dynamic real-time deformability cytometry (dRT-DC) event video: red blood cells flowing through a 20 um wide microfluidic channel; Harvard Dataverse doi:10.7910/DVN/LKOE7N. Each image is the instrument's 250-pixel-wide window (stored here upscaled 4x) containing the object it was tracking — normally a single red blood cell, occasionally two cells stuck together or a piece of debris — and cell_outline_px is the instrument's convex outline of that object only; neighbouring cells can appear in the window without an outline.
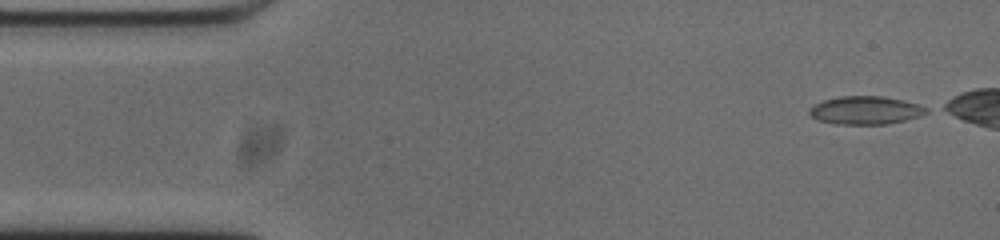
{"species": "common noctule bat (a hibernating species)", "species_latin": "Nyctalus noctula", "temperature_condition": "cold", "stored_images_in_passage": 40, "camera_frame_rate_fps": 3000, "um_per_image_px": 0.085, "animal": {"sex": "male", "body_mass_g": 20.0, "forearm_length_mm": 53.3}, "frame": {"image": 1, "passage_image": 1, "time_ms": 0.0, "image_size_px": [1000, 240], "cell_outline_px": [[928, 112], [920, 116], [888, 124], [836, 124], [816, 120], [808, 112], [808, 108], [824, 100], [840, 96], [884, 96], [904, 100], [928, 108]], "centroid_in_image_um": [73.55, 9.37], "position_along_channel_um": 11.4, "area_um2": 19.19}}
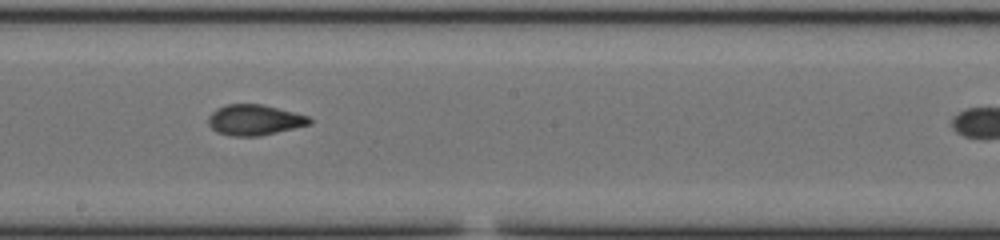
{"frame": {"image": 2, "passage_image": 26, "time_ms": 8.333, "image_size_px": [1000, 240], "cell_outline_px": [[312, 124], [260, 136], [232, 136], [216, 132], [208, 124], [208, 116], [216, 108], [228, 104], [260, 104], [312, 116]], "centroid_in_image_um": [21.65, 10.2], "position_along_channel_um": 226.5, "area_um2": 18.21}}
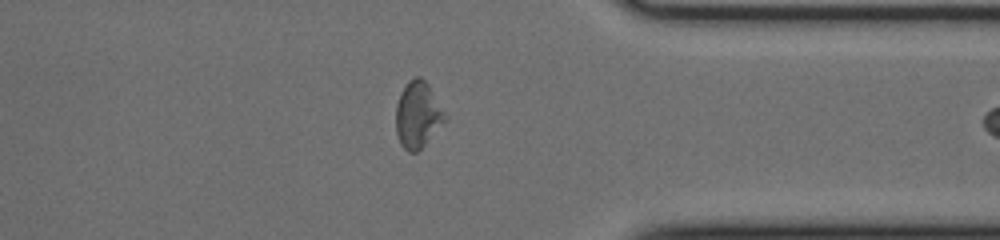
{"frame": {"image": 3, "passage_image": 39, "time_ms": 12.667, "image_size_px": [1000, 240], "cell_outline_px": [[448, 120], [416, 152], [408, 152], [400, 144], [396, 132], [396, 104], [400, 92], [408, 80], [416, 76], [420, 76], [428, 84], [448, 116]], "centroid_in_image_um": [35.52, 9.74], "position_along_channel_um": 375.9, "area_um2": 19.19}}